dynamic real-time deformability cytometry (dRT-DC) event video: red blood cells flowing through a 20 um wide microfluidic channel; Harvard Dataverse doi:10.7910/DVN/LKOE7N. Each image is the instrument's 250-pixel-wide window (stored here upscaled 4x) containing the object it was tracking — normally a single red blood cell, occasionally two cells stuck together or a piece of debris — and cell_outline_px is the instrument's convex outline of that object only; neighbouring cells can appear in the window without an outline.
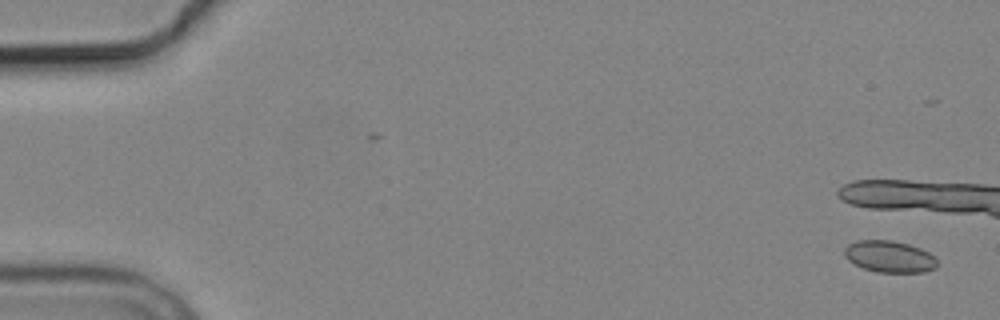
{"species": "common noctule bat (a hibernating species)", "species_latin": "Nyctalus noctula", "temperature_condition": "cold", "stored_images_in_passage": 5, "camera_frame_rate_fps": 3000, "um_per_image_px": 0.085, "animal": {"sex": "male", "body_mass_g": 19.2, "forearm_length_mm": 51.8}, "frame": {"image": 1, "passage_image": 1, "time_ms": 0.0, "image_size_px": [1000, 320], "cell_outline_px": [[936, 268], [924, 272], [876, 272], [864, 268], [848, 260], [844, 256], [844, 248], [848, 244], [856, 240], [892, 240], [908, 244], [920, 248], [936, 256]], "centroid_in_image_um": [75.6, 21.8], "position_along_channel_um": 9.4, "area_um2": 17.17}}